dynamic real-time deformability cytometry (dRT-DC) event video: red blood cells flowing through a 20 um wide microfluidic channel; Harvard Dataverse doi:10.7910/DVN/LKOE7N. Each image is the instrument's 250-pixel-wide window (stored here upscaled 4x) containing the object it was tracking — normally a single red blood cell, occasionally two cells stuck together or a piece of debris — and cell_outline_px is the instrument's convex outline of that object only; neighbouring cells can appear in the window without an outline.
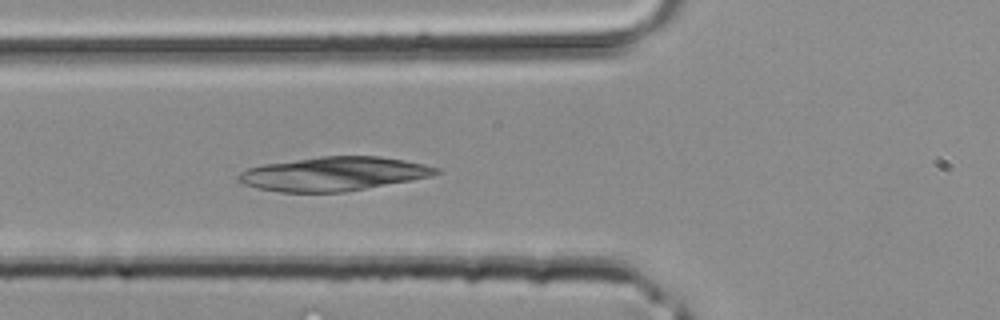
{"species": "common noctule bat (a hibernating species)", "species_latin": "Nyctalus noctula", "temperature_condition": "room temperature", "stored_images_in_passage": 38, "camera_frame_rate_fps": 3000, "um_per_image_px": 0.085, "animal": {"sex": "male", "body_mass_g": 20.4}, "frame": {"image": 1, "passage_image": 14, "time_ms": 4.333, "image_size_px": [1000, 320], "cell_outline_px": [[444, 172], [432, 176], [412, 180], [344, 192], [280, 192], [256, 188], [244, 184], [236, 180], [236, 176], [240, 172], [248, 168], [260, 164], [320, 156], [380, 156], [404, 160], [424, 164], [440, 168]], "centroid_in_image_um": [28.35, 14.77], "position_along_channel_um": 97.5, "area_um2": 39.42}}
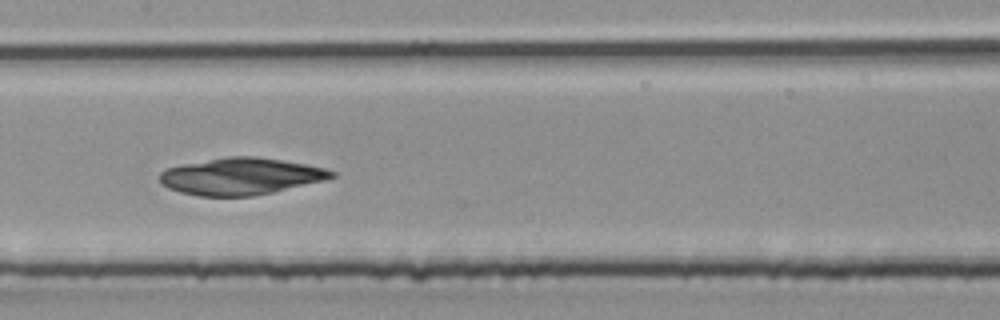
{"frame": {"image": 2, "passage_image": 19, "time_ms": 6.0, "image_size_px": [1000, 320], "cell_outline_px": [[336, 176], [324, 180], [272, 192], [252, 196], [200, 196], [180, 192], [168, 188], [160, 184], [160, 172], [168, 168], [180, 164], [228, 156], [256, 156], [304, 164], [324, 168], [336, 172]], "centroid_in_image_um": [20.43, 14.98], "position_along_channel_um": 187.0, "area_um2": 36.76}}
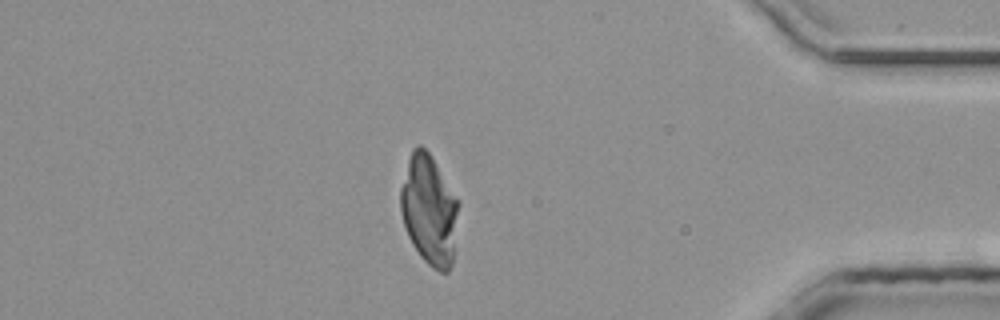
{"frame": {"image": 3, "passage_image": 33, "time_ms": 10.667, "image_size_px": [1000, 320], "cell_outline_px": [[460, 204], [452, 264], [448, 272], [440, 272], [432, 268], [420, 256], [412, 244], [408, 236], [400, 212], [400, 188], [408, 160], [412, 148], [416, 144], [420, 144], [432, 156]], "centroid_in_image_um": [36.47, 17.85], "position_along_channel_um": 398.7, "area_um2": 37.34}}